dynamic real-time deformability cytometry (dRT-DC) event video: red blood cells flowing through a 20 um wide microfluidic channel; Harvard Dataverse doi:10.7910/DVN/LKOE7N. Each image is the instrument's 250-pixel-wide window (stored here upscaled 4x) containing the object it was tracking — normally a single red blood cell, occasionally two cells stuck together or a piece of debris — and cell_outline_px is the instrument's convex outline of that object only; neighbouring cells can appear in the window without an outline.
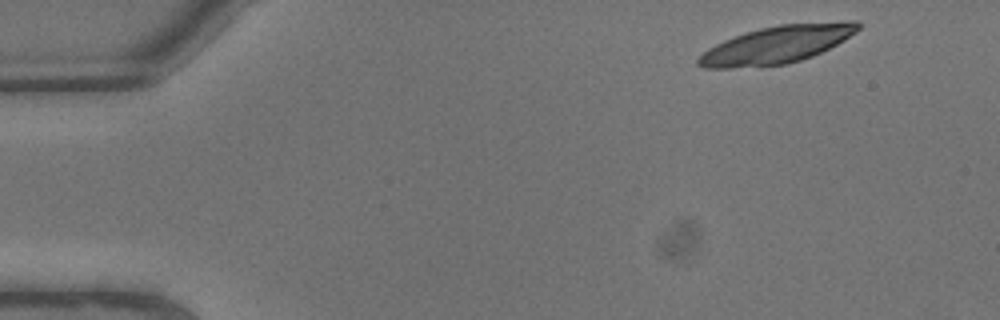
{"species": "common noctule bat (a hibernating species)", "species_latin": "Nyctalus noctula", "temperature_condition": "warm", "stored_images_in_passage": 6, "camera_frame_rate_fps": 3000, "um_per_image_px": 0.085, "animal": {"sex": "male", "body_mass_g": 13.3}, "frame": {"image": 1, "passage_image": 1, "time_ms": 0.0, "image_size_px": [1000, 320], "cell_outline_px": [[860, 28], [856, 32], [844, 40], [812, 56], [788, 64], [732, 68], [704, 68], [696, 64], [696, 60], [708, 48], [724, 40], [760, 28], [780, 24], [848, 20], [856, 20], [860, 24]], "centroid_in_image_um": [66.06, 3.78], "position_along_channel_um": 18.9, "area_um2": 34.8}}